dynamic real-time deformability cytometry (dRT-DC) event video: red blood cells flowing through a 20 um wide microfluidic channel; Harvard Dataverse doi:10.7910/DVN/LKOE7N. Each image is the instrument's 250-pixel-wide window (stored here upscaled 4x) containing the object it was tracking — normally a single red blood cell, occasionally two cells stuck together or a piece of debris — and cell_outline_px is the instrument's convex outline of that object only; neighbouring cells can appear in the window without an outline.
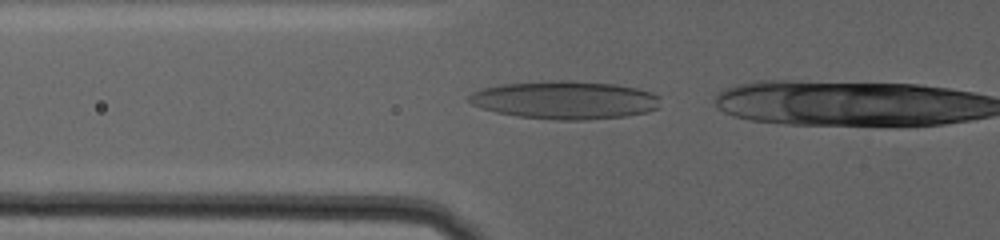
{"species": "human", "species_latin": "Homo sapiens", "temperature_condition": "warm", "stored_images_in_passage": 19, "camera_frame_rate_fps": 3000, "um_per_image_px": 0.085, "donor": {"sex": "female"}, "frame": {"image": 1, "passage_image": 17, "time_ms": 5.333, "image_size_px": [1000, 240], "cell_outline_px": [[660, 108], [648, 112], [624, 116], [584, 120], [556, 120], [516, 116], [496, 112], [472, 104], [468, 100], [468, 96], [472, 92], [484, 88], [500, 84], [560, 80], [568, 80], [616, 84], [636, 88], [652, 92], [660, 96]], "centroid_in_image_um": [48.06, 8.5], "position_along_channel_um": 77.7, "area_um2": 42.6}}